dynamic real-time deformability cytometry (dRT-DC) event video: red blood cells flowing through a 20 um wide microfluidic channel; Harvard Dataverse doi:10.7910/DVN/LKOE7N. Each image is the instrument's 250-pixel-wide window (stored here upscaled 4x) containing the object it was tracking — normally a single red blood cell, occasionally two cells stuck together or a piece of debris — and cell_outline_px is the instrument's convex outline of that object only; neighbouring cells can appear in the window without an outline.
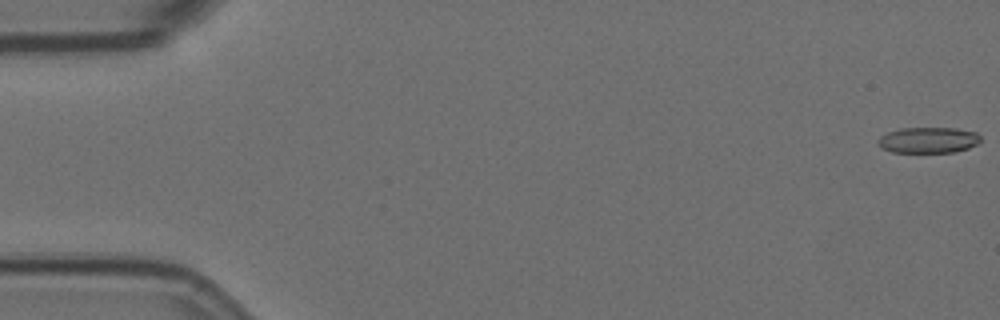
{"species": "Egyptian fruit bat (a non-hibernating species)", "species_latin": "Rousettus aegyptiacus", "temperature_condition": "room temperature", "stored_images_in_passage": 8, "camera_frame_rate_fps": 3000, "um_per_image_px": 0.085, "animal": {"sex": "female"}, "frame": {"image": 1, "passage_image": 1, "time_ms": 0.0, "image_size_px": [1000, 320], "cell_outline_px": [[980, 140], [976, 144], [968, 148], [952, 152], [892, 152], [880, 148], [876, 140], [880, 136], [888, 132], [900, 128], [956, 128], [976, 132], [980, 136]], "centroid_in_image_um": [78.86, 11.9], "position_along_channel_um": 6.1, "area_um2": 15.49}}
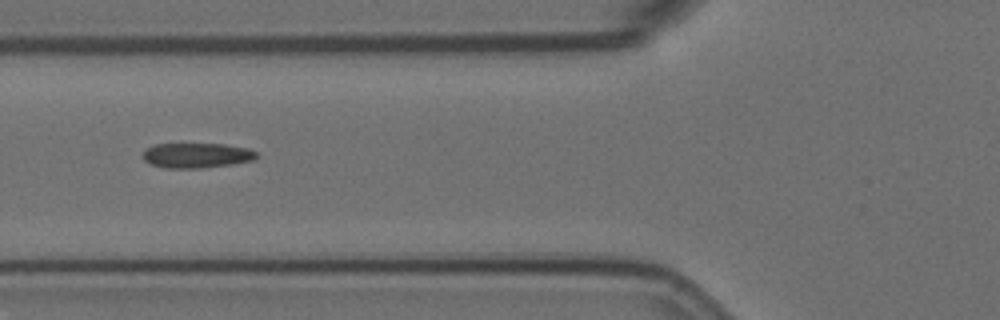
{"frame": {"image": 2, "passage_image": 7, "time_ms": 2.0, "image_size_px": [1000, 320], "cell_outline_px": [[256, 156], [252, 160], [232, 164], [200, 168], [164, 168], [152, 164], [144, 160], [140, 156], [144, 148], [156, 144], [224, 144], [248, 148], [256, 152]], "centroid_in_image_um": [16.64, 13.2], "position_along_channel_um": 109.2, "area_um2": 16.59}}
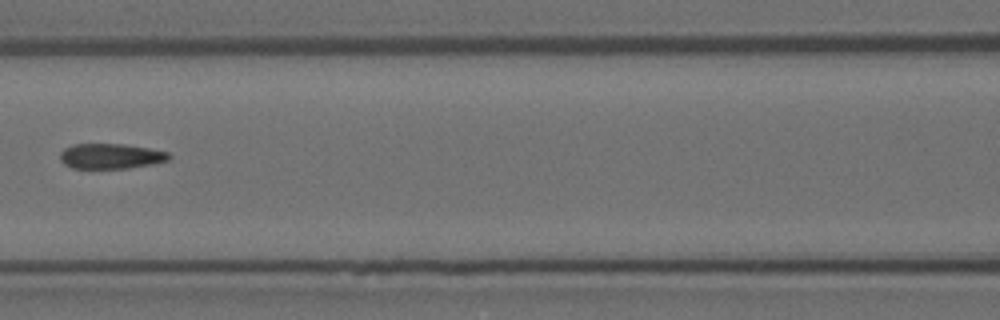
{"frame": {"image": 3, "passage_image": 8, "time_ms": 2.333, "image_size_px": [1000, 320], "cell_outline_px": [[172, 156], [168, 160], [152, 164], [128, 168], [72, 168], [64, 164], [60, 160], [60, 152], [64, 148], [72, 144], [124, 144], [148, 148], [168, 152]], "centroid_in_image_um": [9.39, 13.27], "position_along_channel_um": 157.2, "area_um2": 16.01}}